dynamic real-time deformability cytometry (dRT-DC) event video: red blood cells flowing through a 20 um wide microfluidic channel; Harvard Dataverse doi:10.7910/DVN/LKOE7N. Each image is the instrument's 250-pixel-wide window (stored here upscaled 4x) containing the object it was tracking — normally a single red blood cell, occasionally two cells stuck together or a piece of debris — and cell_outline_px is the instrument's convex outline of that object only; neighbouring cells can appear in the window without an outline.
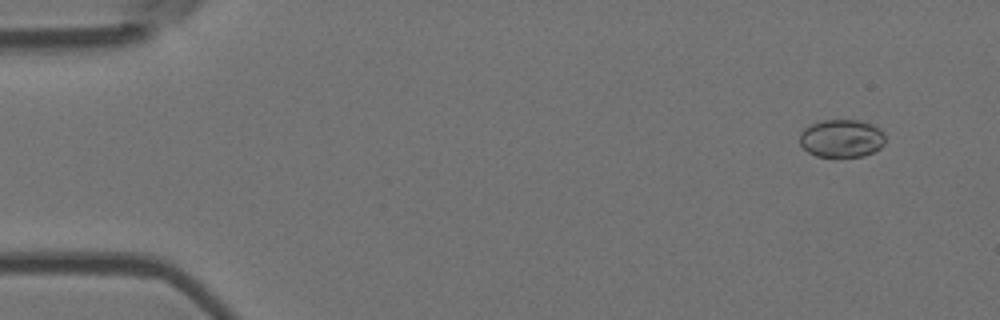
{"species": "Egyptian fruit bat (a non-hibernating species)", "species_latin": "Rousettus aegyptiacus", "temperature_condition": "room temperature", "stored_images_in_passage": 5, "camera_frame_rate_fps": 3000, "um_per_image_px": 0.085, "animal": {"sex": "female"}, "frame": {"image": 1, "passage_image": 2, "time_ms": 0.333, "image_size_px": [1000, 320], "cell_outline_px": [[884, 144], [880, 148], [864, 156], [816, 156], [808, 152], [800, 144], [800, 132], [808, 124], [820, 120], [860, 120], [872, 124], [880, 128], [884, 132]], "centroid_in_image_um": [71.52, 11.74], "position_along_channel_um": 13.5, "area_um2": 19.07}}
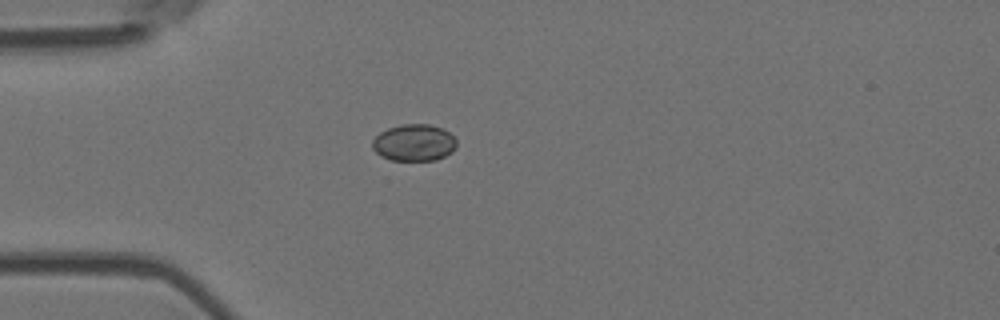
{"frame": {"image": 2, "passage_image": 5, "time_ms": 1.333, "image_size_px": [1000, 320], "cell_outline_px": [[456, 148], [452, 152], [436, 160], [392, 160], [380, 156], [372, 148], [372, 140], [380, 132], [388, 128], [400, 124], [428, 124], [444, 128], [456, 140]], "centroid_in_image_um": [35.19, 12.12], "position_along_channel_um": 49.8, "area_um2": 18.15}}